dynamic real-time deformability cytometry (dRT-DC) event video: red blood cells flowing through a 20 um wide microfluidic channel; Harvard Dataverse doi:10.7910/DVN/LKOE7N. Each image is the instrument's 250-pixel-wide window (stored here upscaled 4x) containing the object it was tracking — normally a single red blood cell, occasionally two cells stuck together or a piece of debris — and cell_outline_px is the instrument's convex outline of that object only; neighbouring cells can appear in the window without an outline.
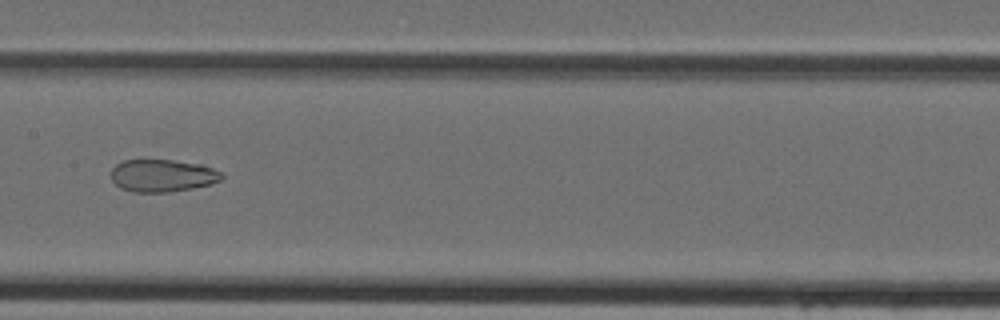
{"species": "Egyptian fruit bat (a non-hibernating species)", "species_latin": "Rousettus aegyptiacus", "temperature_condition": "cold", "stored_images_in_passage": 45, "camera_frame_rate_fps": 3000, "um_per_image_px": 0.085, "animal": {"sex": "female"}, "frame": {"image": 1, "passage_image": 23, "time_ms": 7.333, "image_size_px": [1000, 320], "cell_outline_px": [[224, 176], [220, 180], [212, 184], [192, 188], [168, 192], [132, 192], [120, 188], [112, 180], [112, 168], [116, 164], [124, 160], [144, 156], [204, 164], [220, 172]], "centroid_in_image_um": [13.78, 14.87], "position_along_channel_um": 193.6, "area_um2": 21.73}}
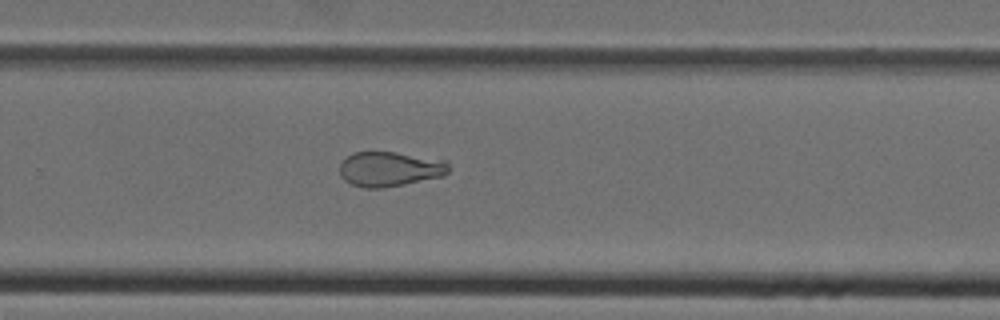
{"frame": {"image": 2, "passage_image": 30, "time_ms": 9.667, "image_size_px": [1000, 320], "cell_outline_px": [[448, 172], [444, 176], [384, 188], [364, 188], [352, 184], [344, 180], [340, 176], [340, 164], [352, 152], [396, 152], [448, 160]], "centroid_in_image_um": [33.14, 14.36], "position_along_channel_um": 296.7, "area_um2": 22.25}}
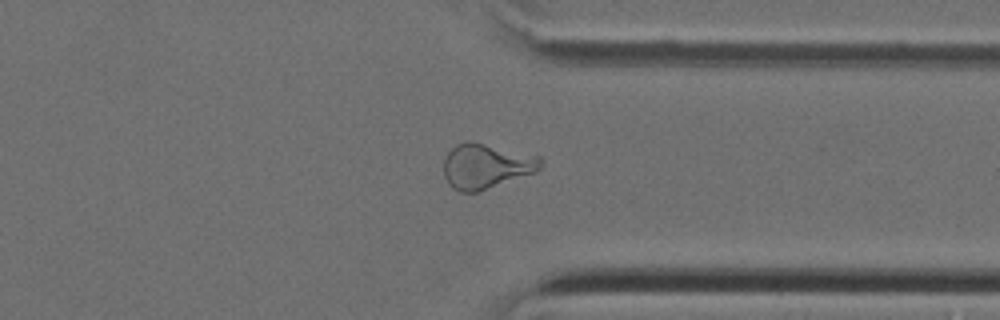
{"frame": {"image": 3, "passage_image": 35, "time_ms": 11.333, "image_size_px": [1000, 320], "cell_outline_px": [[544, 164], [536, 172], [476, 192], [460, 192], [452, 188], [448, 184], [444, 176], [444, 160], [448, 152], [456, 144], [464, 140], [468, 140], [540, 156], [544, 160]], "centroid_in_image_um": [41.32, 14.11], "position_along_channel_um": 370.1, "area_um2": 25.49}}